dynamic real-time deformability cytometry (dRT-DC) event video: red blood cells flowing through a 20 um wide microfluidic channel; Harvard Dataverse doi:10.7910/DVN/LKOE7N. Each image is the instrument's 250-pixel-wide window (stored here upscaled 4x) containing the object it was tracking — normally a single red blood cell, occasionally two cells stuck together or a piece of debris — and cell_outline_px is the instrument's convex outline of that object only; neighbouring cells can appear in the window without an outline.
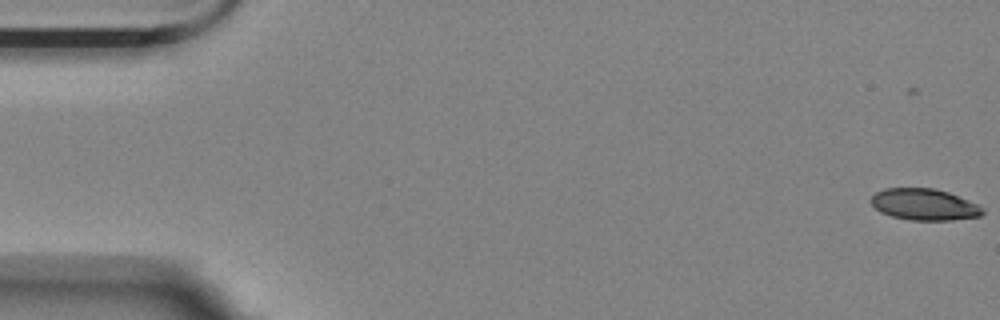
{"species": "Egyptian fruit bat (a non-hibernating species)", "species_latin": "Rousettus aegyptiacus", "temperature_condition": "room temperature", "stored_images_in_passage": 2, "camera_frame_rate_fps": 3000, "um_per_image_px": 0.085, "animal": {"sex": "female"}, "frame": {"image": 1, "passage_image": 2, "time_ms": 0.333, "image_size_px": [1000, 320], "cell_outline_px": [[984, 212], [980, 216], [952, 220], [908, 220], [892, 216], [880, 212], [872, 204], [872, 196], [876, 192], [884, 188], [932, 188], [948, 192], [968, 200], [984, 208]], "centroid_in_image_um": [78.56, 17.38], "position_along_channel_um": 6.4, "area_um2": 20.35}}